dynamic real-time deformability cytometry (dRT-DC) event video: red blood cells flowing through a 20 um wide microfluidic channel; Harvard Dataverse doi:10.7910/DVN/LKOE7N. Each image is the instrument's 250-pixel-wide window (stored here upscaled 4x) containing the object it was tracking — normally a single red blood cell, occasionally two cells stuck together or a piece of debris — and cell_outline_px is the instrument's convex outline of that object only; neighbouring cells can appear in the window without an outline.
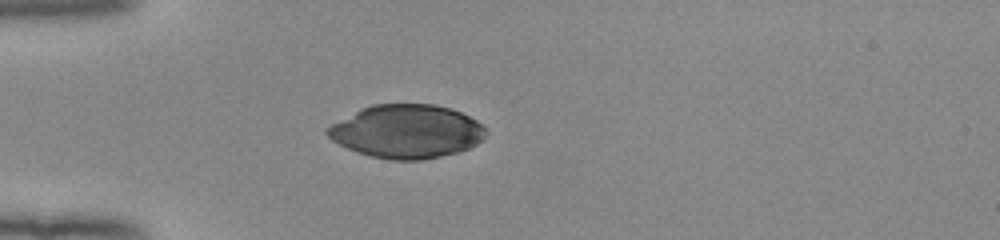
{"species": "human", "species_latin": "Homo sapiens", "temperature_condition": "room temperature", "stored_images_in_passage": 38, "camera_frame_rate_fps": 3000, "um_per_image_px": 0.085, "donor": {"sex": "female"}, "frame": {"image": 1, "passage_image": 1, "time_ms": 0.0, "image_size_px": [1000, 240], "cell_outline_px": [[488, 132], [476, 144], [468, 148], [456, 152], [440, 156], [420, 160], [388, 160], [356, 152], [332, 140], [324, 132], [332, 124], [360, 108], [372, 104], [432, 104], [452, 108], [484, 124]], "centroid_in_image_um": [34.57, 11.16], "position_along_channel_um": 50.4, "area_um2": 49.3}}
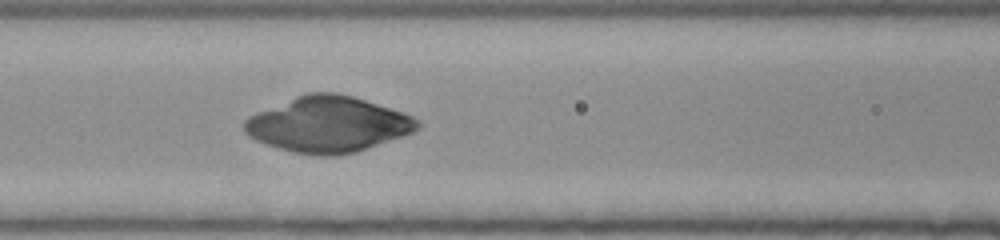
{"frame": {"image": 2, "passage_image": 9, "time_ms": 2.667, "image_size_px": [1000, 240], "cell_outline_px": [[420, 128], [404, 136], [356, 152], [332, 156], [320, 156], [292, 152], [256, 140], [248, 136], [244, 132], [244, 120], [248, 116], [256, 112], [296, 96], [308, 92], [336, 92], [352, 96], [404, 112], [420, 120]], "centroid_in_image_um": [27.89, 10.57], "position_along_channel_um": 138.7, "area_um2": 56.24}}
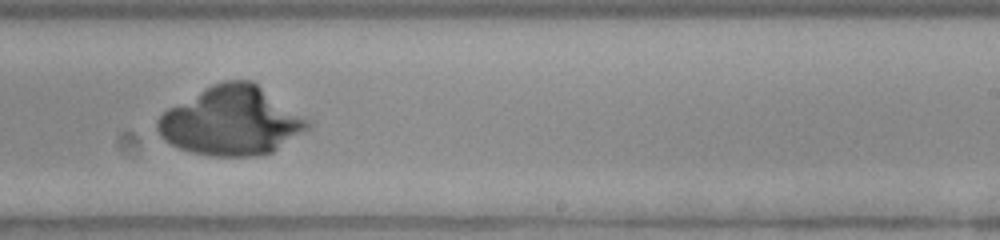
{"frame": {"image": 3, "passage_image": 19, "time_ms": 6.0, "image_size_px": [1000, 240], "cell_outline_px": [[312, 124], [308, 128], [272, 152], [256, 156], [208, 156], [192, 152], [180, 148], [164, 140], [160, 136], [156, 128], [156, 120], [168, 108], [212, 84], [224, 80], [252, 80], [308, 120]], "centroid_in_image_um": [19.62, 10.29], "position_along_channel_um": 269.4, "area_um2": 59.53}}